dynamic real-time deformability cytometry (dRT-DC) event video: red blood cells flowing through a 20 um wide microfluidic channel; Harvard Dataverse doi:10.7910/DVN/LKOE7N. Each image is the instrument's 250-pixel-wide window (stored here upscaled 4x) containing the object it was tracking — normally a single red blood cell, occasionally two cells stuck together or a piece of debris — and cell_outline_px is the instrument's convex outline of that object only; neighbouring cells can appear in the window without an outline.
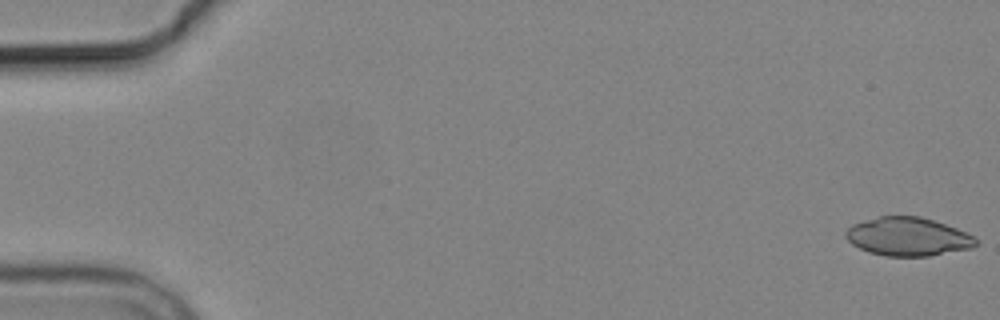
{"species": "common noctule bat (a hibernating species)", "species_latin": "Nyctalus noctula", "temperature_condition": "cold", "stored_images_in_passage": 6, "camera_frame_rate_fps": 3000, "um_per_image_px": 0.085, "animal": {"sex": "male", "body_mass_g": 19.2, "forearm_length_mm": 51.8}, "frame": {"image": 1, "passage_image": 1, "time_ms": 0.0, "image_size_px": [1000, 320], "cell_outline_px": [[976, 244], [972, 248], [928, 256], [884, 256], [868, 252], [852, 244], [844, 236], [844, 232], [852, 224], [864, 220], [880, 216], [920, 216], [956, 228], [972, 236], [976, 240]], "centroid_in_image_um": [77.12, 20.12], "position_along_channel_um": 7.9, "area_um2": 29.02}}